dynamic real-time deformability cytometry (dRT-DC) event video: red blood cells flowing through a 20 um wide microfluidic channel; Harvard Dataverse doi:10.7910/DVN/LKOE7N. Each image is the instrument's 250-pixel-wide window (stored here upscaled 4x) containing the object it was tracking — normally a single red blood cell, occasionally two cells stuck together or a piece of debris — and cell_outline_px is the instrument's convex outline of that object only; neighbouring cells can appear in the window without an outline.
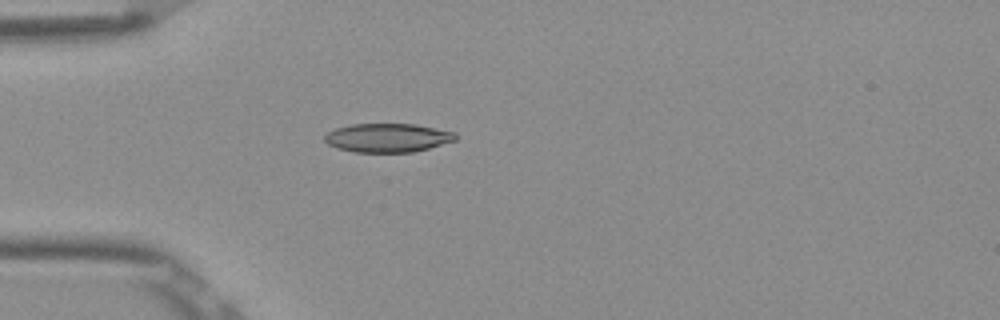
{"species": "Egyptian fruit bat (a non-hibernating species)", "species_latin": "Rousettus aegyptiacus", "temperature_condition": "room temperature", "stored_images_in_passage": 1, "camera_frame_rate_fps": 3000, "um_per_image_px": 0.085, "frame": {"image": 1, "passage_image": 1, "time_ms": 0.0, "image_size_px": [1000, 320], "cell_outline_px": [[456, 140], [428, 148], [412, 152], [356, 152], [336, 148], [328, 144], [324, 140], [324, 136], [328, 132], [336, 128], [352, 124], [416, 124], [456, 132]], "centroid_in_image_um": [32.94, 11.71], "position_along_channel_um": 52.1, "area_um2": 21.91}}